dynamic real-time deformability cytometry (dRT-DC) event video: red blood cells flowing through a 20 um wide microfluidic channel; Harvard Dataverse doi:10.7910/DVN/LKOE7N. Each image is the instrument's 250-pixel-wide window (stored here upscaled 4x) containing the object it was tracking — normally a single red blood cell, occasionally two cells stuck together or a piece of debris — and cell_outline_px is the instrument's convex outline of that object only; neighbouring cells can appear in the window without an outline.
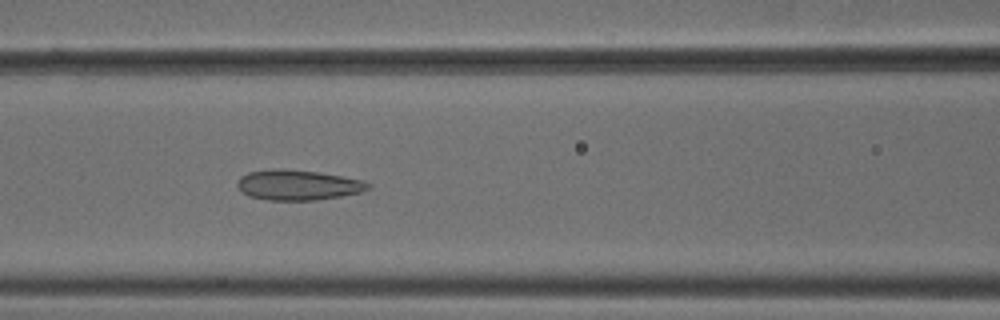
{"species": "common noctule bat (a hibernating species)", "species_latin": "Nyctalus noctula", "temperature_condition": "cold", "stored_images_in_passage": 50, "camera_frame_rate_fps": 3000, "um_per_image_px": 0.085, "animal": {"sex": "male", "body_mass_g": 18.8}, "frame": {"image": 1, "passage_image": 20, "time_ms": 6.333, "image_size_px": [1000, 320], "cell_outline_px": [[372, 188], [360, 192], [340, 196], [316, 200], [268, 200], [248, 196], [236, 184], [240, 176], [248, 172], [320, 172], [364, 180], [372, 184]], "centroid_in_image_um": [25.42, 15.77], "position_along_channel_um": 141.2, "area_um2": 22.08}}
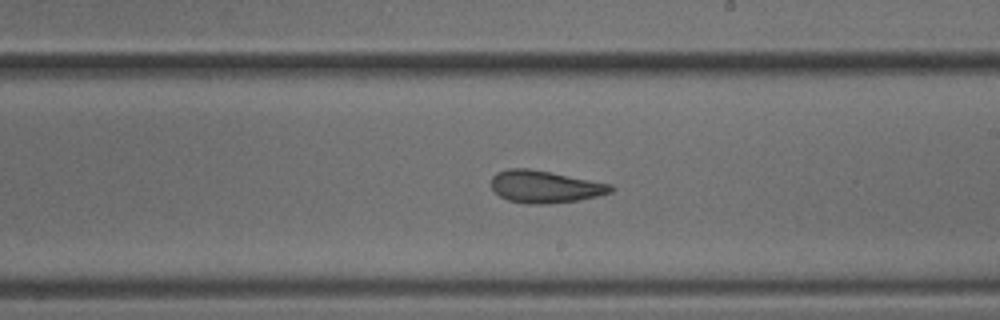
{"frame": {"image": 2, "passage_image": 28, "time_ms": 9.0, "image_size_px": [1000, 320], "cell_outline_px": [[616, 188], [612, 192], [596, 196], [576, 200], [548, 204], [524, 204], [508, 200], [500, 196], [492, 188], [492, 176], [496, 172], [508, 168], [528, 168], [612, 184]], "centroid_in_image_um": [46.31, 15.87], "position_along_channel_um": 242.7, "area_um2": 22.43}}
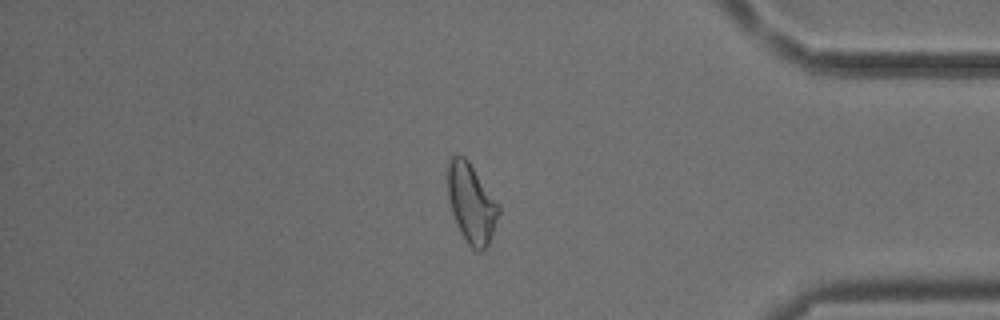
{"frame": {"image": 3, "passage_image": 42, "time_ms": 13.667, "image_size_px": [1000, 320], "cell_outline_px": [[500, 212], [488, 244], [480, 252], [476, 252], [468, 244], [452, 212], [448, 196], [448, 164], [452, 156], [464, 156], [468, 160], [500, 204]], "centroid_in_image_um": [40.1, 17.27], "position_along_channel_um": 395.1, "area_um2": 23.18}, "authors_computed_cell_mechanics": {"area_um2": 23.6402, "velocity_mm_per_s": 3.8066, "shape_relaxation_time_tau1_ms": null, "shape_relaxation_time_tau2_ms": 1.9773, "deformation_change_tau1": null, "deformation_change_tau2": 0.0944}}